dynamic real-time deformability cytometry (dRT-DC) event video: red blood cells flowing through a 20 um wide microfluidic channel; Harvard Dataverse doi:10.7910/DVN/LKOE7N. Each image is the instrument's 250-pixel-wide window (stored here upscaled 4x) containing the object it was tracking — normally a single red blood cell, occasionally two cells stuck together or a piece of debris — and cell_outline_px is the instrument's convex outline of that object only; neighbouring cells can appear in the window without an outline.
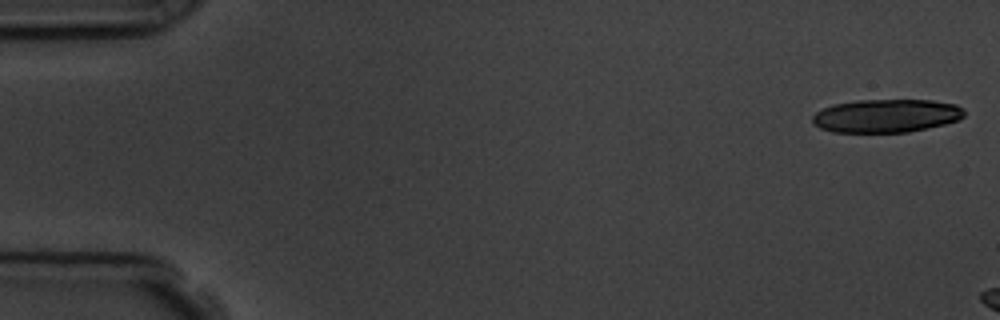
{"species": "common noctule bat (a hibernating species)", "species_latin": "Nyctalus noctula", "temperature_condition": "room temperature", "stored_images_in_passage": 3, "camera_frame_rate_fps": 3000, "um_per_image_px": 0.085, "animal": {"sex": "male", "body_mass_g": 19.5, "forearm_length_mm": 54.6}, "frame": {"image": 1, "passage_image": 1, "time_ms": 0.0, "image_size_px": [1000, 320], "cell_outline_px": [[964, 116], [960, 120], [944, 124], [908, 132], [832, 132], [820, 128], [812, 124], [812, 116], [816, 112], [832, 104], [856, 100], [932, 100], [956, 104], [964, 108]], "centroid_in_image_um": [75.33, 9.84], "position_along_channel_um": 9.7, "area_um2": 29.65}}